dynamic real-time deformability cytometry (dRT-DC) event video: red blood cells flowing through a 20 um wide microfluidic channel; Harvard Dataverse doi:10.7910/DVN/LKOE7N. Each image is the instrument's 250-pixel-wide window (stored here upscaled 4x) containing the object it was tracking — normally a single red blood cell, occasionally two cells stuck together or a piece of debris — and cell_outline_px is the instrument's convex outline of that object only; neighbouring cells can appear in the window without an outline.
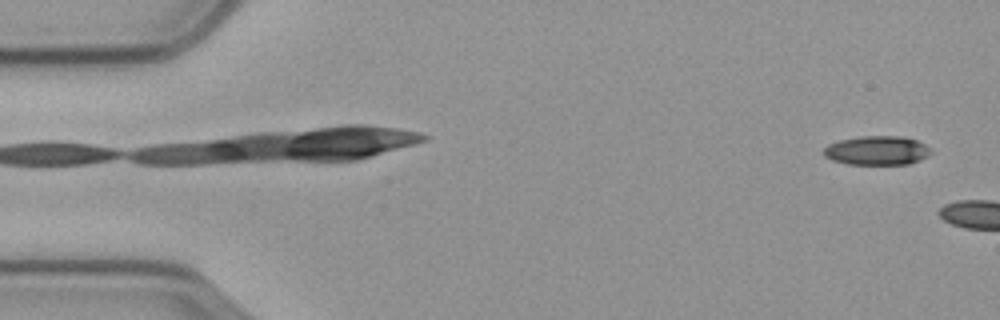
{"species": "common noctule bat (a hibernating species)", "species_latin": "Nyctalus noctula", "temperature_condition": "cold", "stored_images_in_passage": 6, "camera_frame_rate_fps": 3000, "um_per_image_px": 0.085, "animal": {"sex": "male", "body_mass_g": 23.1, "forearm_length_mm": 52.7}, "frame": {"image": 1, "passage_image": 3, "time_ms": 0.667, "image_size_px": [1000, 320], "cell_outline_px": [[932, 152], [928, 156], [920, 160], [908, 164], [848, 164], [832, 160], [824, 156], [824, 148], [828, 144], [840, 140], [860, 136], [900, 136], [916, 140], [924, 144]], "centroid_in_image_um": [74.53, 12.79], "position_along_channel_um": 10.5, "area_um2": 18.09}}